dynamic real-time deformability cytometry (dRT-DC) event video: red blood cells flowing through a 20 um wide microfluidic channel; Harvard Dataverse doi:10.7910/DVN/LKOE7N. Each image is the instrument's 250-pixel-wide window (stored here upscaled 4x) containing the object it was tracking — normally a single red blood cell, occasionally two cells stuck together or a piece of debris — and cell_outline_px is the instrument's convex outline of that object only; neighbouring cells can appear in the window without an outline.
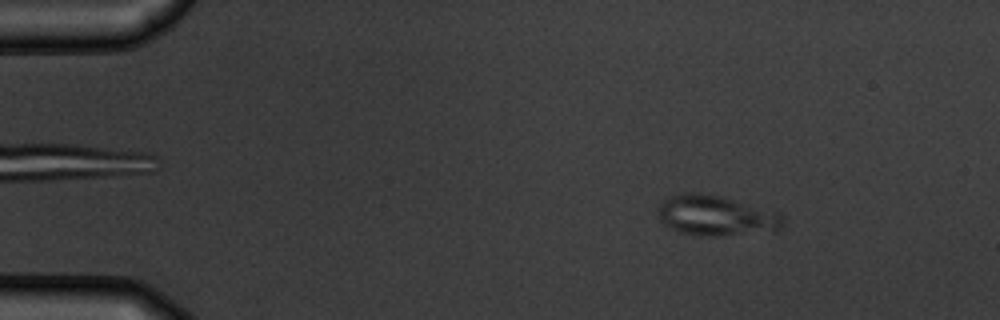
{"species": "common noctule bat (a hibernating species)", "species_latin": "Nyctalus noctula", "temperature_condition": "warm", "stored_images_in_passage": 8, "camera_frame_rate_fps": 3000, "um_per_image_px": 0.085, "animal": {"sex": "male", "body_mass_g": 19.5, "forearm_length_mm": 54.6}, "frame": {"image": 1, "passage_image": 2, "time_ms": 1.333, "image_size_px": [1000, 320], "cell_outline_px": [[784, 224], [776, 232], [712, 236], [700, 236], [680, 232], [664, 224], [660, 220], [656, 208], [668, 196], [684, 192], [692, 192], [720, 196], [776, 212], [784, 216]], "centroid_in_image_um": [60.86, 18.34], "position_along_channel_um": 24.1, "area_um2": 29.42}}
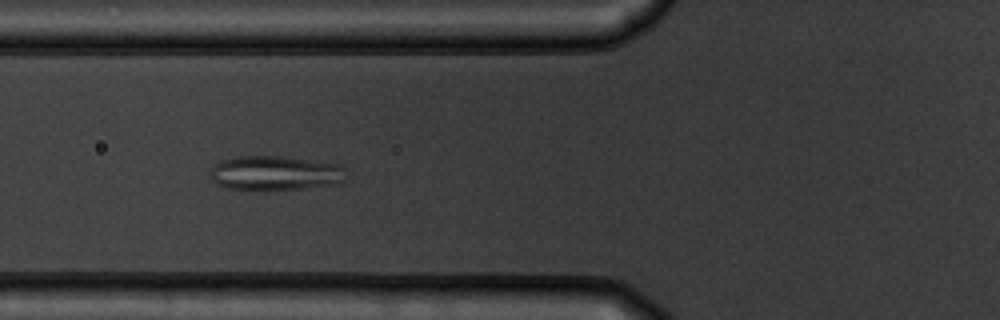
{"frame": {"image": 2, "passage_image": 6, "time_ms": 5.667, "image_size_px": [1000, 320], "cell_outline_px": [[344, 180], [336, 184], [304, 188], [228, 188], [216, 184], [212, 180], [212, 168], [220, 160], [236, 156], [280, 156], [340, 164], [344, 168]], "centroid_in_image_um": [23.4, 14.68], "position_along_channel_um": 102.4, "area_um2": 26.65}}